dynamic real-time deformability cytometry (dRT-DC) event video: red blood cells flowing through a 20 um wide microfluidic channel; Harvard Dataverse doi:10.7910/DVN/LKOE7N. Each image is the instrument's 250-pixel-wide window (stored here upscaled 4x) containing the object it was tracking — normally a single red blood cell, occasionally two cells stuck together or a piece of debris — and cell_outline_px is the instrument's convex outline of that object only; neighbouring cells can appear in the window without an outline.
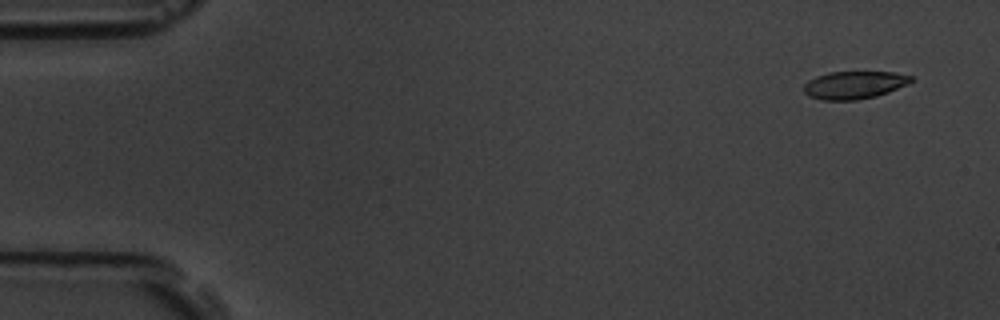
{"species": "common noctule bat (a hibernating species)", "species_latin": "Nyctalus noctula", "temperature_condition": "room temperature", "stored_images_in_passage": 9, "camera_frame_rate_fps": 3000, "um_per_image_px": 0.085, "animal": {"sex": "male", "body_mass_g": 19.5, "forearm_length_mm": 54.6}, "frame": {"image": 1, "passage_image": 2, "time_ms": 1.0, "image_size_px": [1000, 320], "cell_outline_px": [[912, 80], [908, 84], [888, 92], [876, 96], [856, 100], [824, 100], [808, 96], [804, 92], [804, 84], [808, 80], [816, 76], [828, 72], [896, 72], [912, 76]], "centroid_in_image_um": [72.59, 7.22], "position_along_channel_um": 12.4, "area_um2": 17.34}}
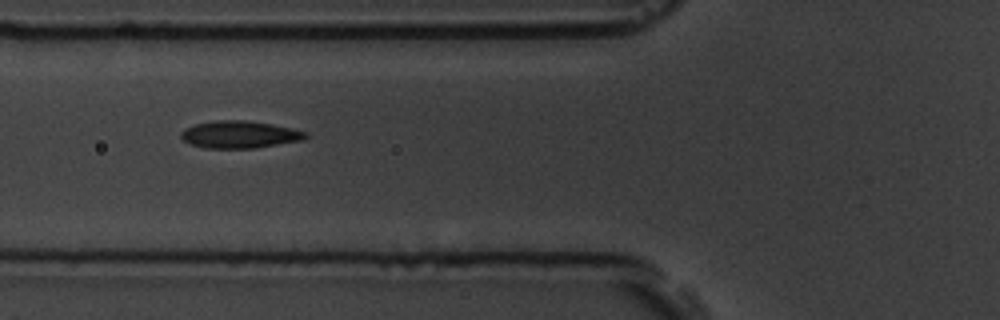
{"frame": {"image": 2, "passage_image": 7, "time_ms": 7.0, "image_size_px": [1000, 320], "cell_outline_px": [[308, 136], [304, 140], [256, 148], [204, 148], [188, 144], [180, 136], [180, 132], [184, 128], [196, 124], [216, 120], [244, 120], [272, 124], [292, 128], [308, 132]], "centroid_in_image_um": [20.37, 11.44], "position_along_channel_um": 105.4, "area_um2": 20.0}}
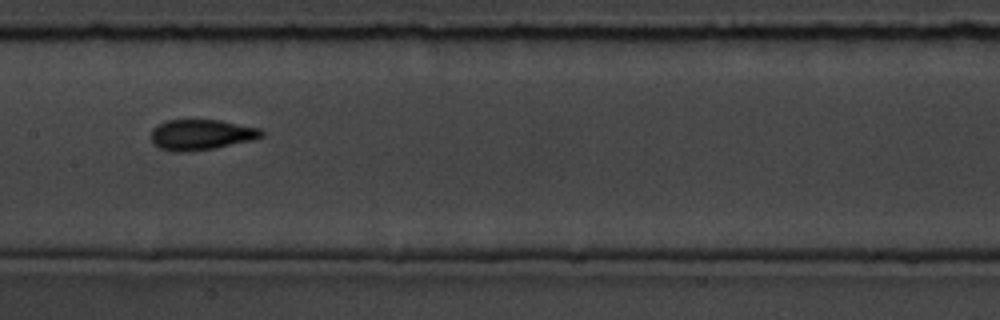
{"frame": {"image": 3, "passage_image": 9, "time_ms": 9.333, "image_size_px": [1000, 320], "cell_outline_px": [[264, 136], [252, 140], [216, 148], [184, 152], [176, 152], [160, 148], [152, 144], [152, 128], [168, 120], [220, 120], [260, 128], [264, 132]], "centroid_in_image_um": [17.12, 11.45], "position_along_channel_um": 190.3, "area_um2": 19.65}}